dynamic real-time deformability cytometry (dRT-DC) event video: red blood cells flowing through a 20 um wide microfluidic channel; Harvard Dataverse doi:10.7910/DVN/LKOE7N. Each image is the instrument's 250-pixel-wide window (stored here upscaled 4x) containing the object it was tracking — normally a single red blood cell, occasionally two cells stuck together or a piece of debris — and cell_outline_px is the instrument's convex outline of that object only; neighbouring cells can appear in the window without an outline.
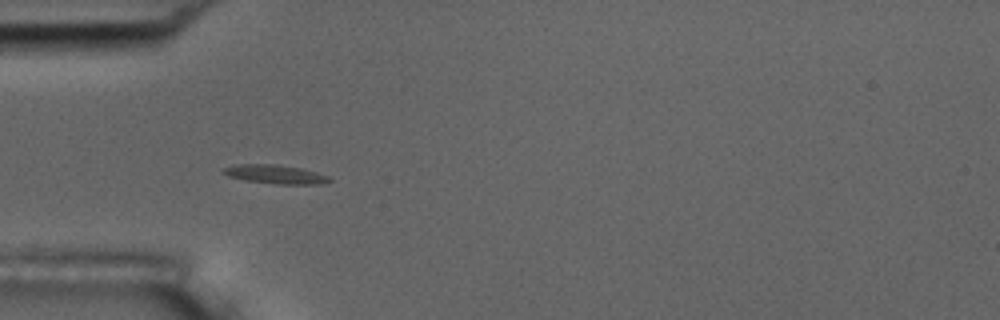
{"species": "common noctule bat (a hibernating species)", "species_latin": "Nyctalus noctula", "temperature_condition": "room temperature", "stored_images_in_passage": 40, "camera_frame_rate_fps": 3000, "um_per_image_px": 0.085, "animal": {"sex": "male", "body_mass_g": 17.5, "forearm_length_mm": 52.3}, "frame": {"image": 1, "passage_image": 1, "time_ms": 0.0, "image_size_px": [1000, 320], "cell_outline_px": [[332, 180], [320, 184], [276, 184], [244, 180], [228, 176], [220, 172], [224, 168], [236, 164], [276, 164], [300, 168], [316, 172], [328, 176]], "centroid_in_image_um": [23.36, 14.81], "position_along_channel_um": 61.6, "area_um2": 11.62}}
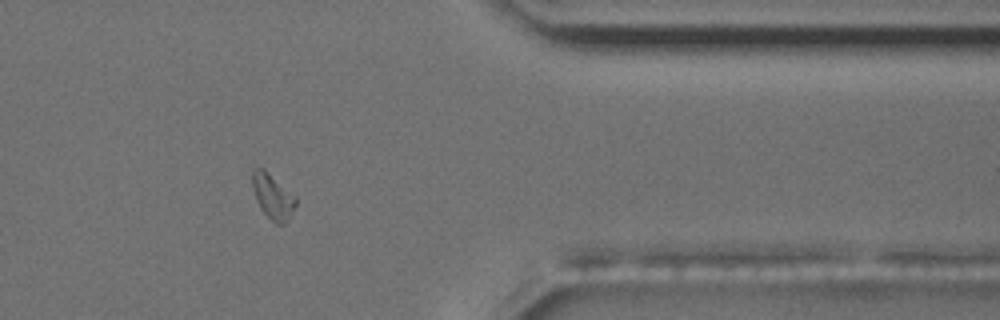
{"frame": {"image": 2, "passage_image": 30, "time_ms": 9.667, "image_size_px": [1000, 320], "cell_outline_px": [[296, 204], [288, 220], [280, 224], [276, 224], [260, 208], [256, 200], [252, 184], [252, 168], [264, 168], [296, 196]], "centroid_in_image_um": [23.18, 16.66], "position_along_channel_um": 388.2, "area_um2": 11.33}}
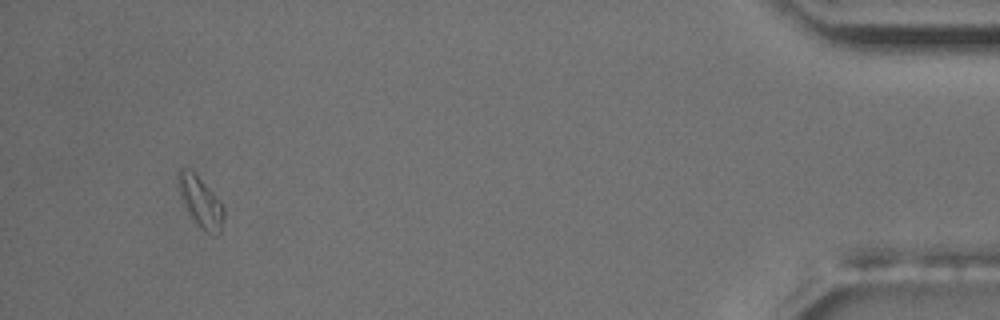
{"frame": {"image": 3, "passage_image": 37, "time_ms": 12.0, "image_size_px": [1000, 320], "cell_outline_px": [[224, 216], [220, 232], [216, 236], [208, 232], [188, 212], [180, 196], [176, 180], [176, 176], [180, 168], [184, 168], [196, 172], [224, 208]], "centroid_in_image_um": [17.01, 17.09], "position_along_channel_um": 418.2, "area_um2": 13.06}, "authors_computed_cell_mechanics": {"area_um2": 10.7219, "velocity_mm_per_s": 3.5851, "shape_relaxation_time_tau1_ms": 4.5228, "shape_relaxation_time_tau2_ms": 8.8212, "deformation_change_tau1": 0.2183, "deformation_change_tau2": 0.1628}}